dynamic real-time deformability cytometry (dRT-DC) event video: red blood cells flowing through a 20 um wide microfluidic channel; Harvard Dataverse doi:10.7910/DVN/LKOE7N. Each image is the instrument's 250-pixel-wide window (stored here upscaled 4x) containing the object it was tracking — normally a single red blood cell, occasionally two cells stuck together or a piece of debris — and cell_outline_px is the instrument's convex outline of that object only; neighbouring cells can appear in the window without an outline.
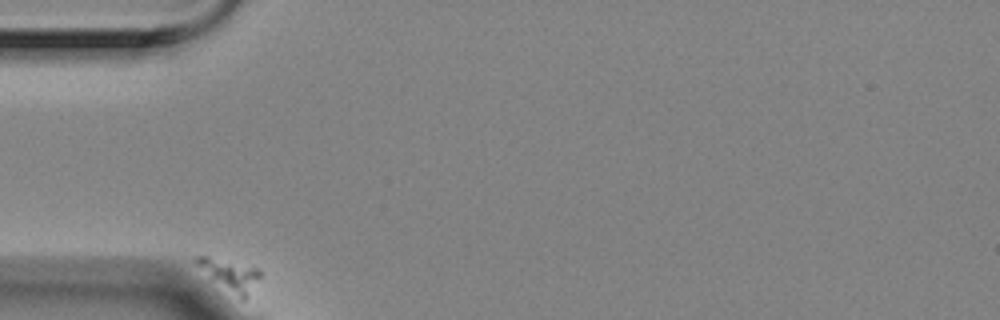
{"species": "Egyptian fruit bat (a non-hibernating species)", "species_latin": "Rousettus aegyptiacus", "temperature_condition": "room temperature", "stored_images_in_passage": 12, "camera_frame_rate_fps": 3000, "um_per_image_px": 0.085, "animal": {"sex": "female"}, "frame": {"image": 1, "passage_image": 1, "time_ms": 0.0, "image_size_px": [1000, 320], "cell_outline_px": [[260, 276], [248, 296], [244, 300], [240, 300], [196, 264], [196, 256], [208, 256], [260, 268]], "centroid_in_image_um": [19.62, 23.36], "position_along_channel_um": 65.4, "area_um2": 11.1}}